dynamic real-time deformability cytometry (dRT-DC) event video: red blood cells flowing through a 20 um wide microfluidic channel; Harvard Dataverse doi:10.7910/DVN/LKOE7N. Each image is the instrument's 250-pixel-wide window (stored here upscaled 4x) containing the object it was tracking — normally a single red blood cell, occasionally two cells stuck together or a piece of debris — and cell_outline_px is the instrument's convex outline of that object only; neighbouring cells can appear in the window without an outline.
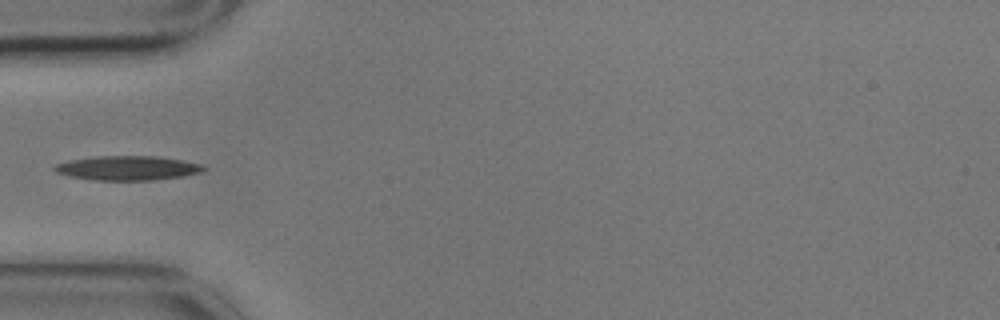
{"species": "common noctule bat (a hibernating species)", "species_latin": "Nyctalus noctula", "temperature_condition": "cold", "stored_images_in_passage": 7, "camera_frame_rate_fps": 3000, "um_per_image_px": 0.085, "animal": {"sex": "male", "body_mass_g": 17.9}, "frame": {"image": 1, "passage_image": 5, "time_ms": 1.333, "image_size_px": [1000, 320], "cell_outline_px": [[208, 168], [200, 172], [184, 176], [152, 180], [96, 180], [68, 176], [56, 172], [52, 168], [56, 164], [68, 160], [96, 156], [156, 156], [184, 160], [200, 164]], "centroid_in_image_um": [10.84, 14.28], "position_along_channel_um": 74.2, "area_um2": 21.21}}